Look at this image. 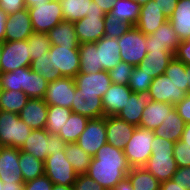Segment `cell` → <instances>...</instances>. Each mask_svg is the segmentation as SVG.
<instances>
[{"mask_svg":"<svg viewBox=\"0 0 190 190\" xmlns=\"http://www.w3.org/2000/svg\"><path fill=\"white\" fill-rule=\"evenodd\" d=\"M151 146V156L143 167L160 183L171 180L178 169L173 156L174 142L155 136Z\"/></svg>","mask_w":190,"mask_h":190,"instance_id":"2","label":"cell"},{"mask_svg":"<svg viewBox=\"0 0 190 190\" xmlns=\"http://www.w3.org/2000/svg\"><path fill=\"white\" fill-rule=\"evenodd\" d=\"M7 14L0 8V41H5Z\"/></svg>","mask_w":190,"mask_h":190,"instance_id":"58","label":"cell"},{"mask_svg":"<svg viewBox=\"0 0 190 190\" xmlns=\"http://www.w3.org/2000/svg\"><path fill=\"white\" fill-rule=\"evenodd\" d=\"M48 87V82L33 72L30 67H26L25 94L29 98L43 99Z\"/></svg>","mask_w":190,"mask_h":190,"instance_id":"40","label":"cell"},{"mask_svg":"<svg viewBox=\"0 0 190 190\" xmlns=\"http://www.w3.org/2000/svg\"><path fill=\"white\" fill-rule=\"evenodd\" d=\"M96 5L99 7V9H102L105 14H108L112 8L114 3L117 0H92Z\"/></svg>","mask_w":190,"mask_h":190,"instance_id":"56","label":"cell"},{"mask_svg":"<svg viewBox=\"0 0 190 190\" xmlns=\"http://www.w3.org/2000/svg\"><path fill=\"white\" fill-rule=\"evenodd\" d=\"M168 18L161 13V8L156 4L155 0H150L141 6L140 16L135 25L145 35L154 33Z\"/></svg>","mask_w":190,"mask_h":190,"instance_id":"22","label":"cell"},{"mask_svg":"<svg viewBox=\"0 0 190 190\" xmlns=\"http://www.w3.org/2000/svg\"><path fill=\"white\" fill-rule=\"evenodd\" d=\"M153 79L145 71L135 66L129 78L128 87L136 93H148Z\"/></svg>","mask_w":190,"mask_h":190,"instance_id":"46","label":"cell"},{"mask_svg":"<svg viewBox=\"0 0 190 190\" xmlns=\"http://www.w3.org/2000/svg\"><path fill=\"white\" fill-rule=\"evenodd\" d=\"M113 190H134L130 180L125 177L123 180H121Z\"/></svg>","mask_w":190,"mask_h":190,"instance_id":"60","label":"cell"},{"mask_svg":"<svg viewBox=\"0 0 190 190\" xmlns=\"http://www.w3.org/2000/svg\"><path fill=\"white\" fill-rule=\"evenodd\" d=\"M126 177L134 190H160V182L144 167H131Z\"/></svg>","mask_w":190,"mask_h":190,"instance_id":"32","label":"cell"},{"mask_svg":"<svg viewBox=\"0 0 190 190\" xmlns=\"http://www.w3.org/2000/svg\"><path fill=\"white\" fill-rule=\"evenodd\" d=\"M132 92L128 86L112 83L102 97L104 117L117 116L125 107Z\"/></svg>","mask_w":190,"mask_h":190,"instance_id":"21","label":"cell"},{"mask_svg":"<svg viewBox=\"0 0 190 190\" xmlns=\"http://www.w3.org/2000/svg\"><path fill=\"white\" fill-rule=\"evenodd\" d=\"M185 74L187 75L188 78V94H190V65H185Z\"/></svg>","mask_w":190,"mask_h":190,"instance_id":"64","label":"cell"},{"mask_svg":"<svg viewBox=\"0 0 190 190\" xmlns=\"http://www.w3.org/2000/svg\"><path fill=\"white\" fill-rule=\"evenodd\" d=\"M33 32L27 8L7 16L5 41L27 40Z\"/></svg>","mask_w":190,"mask_h":190,"instance_id":"17","label":"cell"},{"mask_svg":"<svg viewBox=\"0 0 190 190\" xmlns=\"http://www.w3.org/2000/svg\"><path fill=\"white\" fill-rule=\"evenodd\" d=\"M154 131L136 127L132 137L123 148L125 157L130 167H143L152 153Z\"/></svg>","mask_w":190,"mask_h":190,"instance_id":"5","label":"cell"},{"mask_svg":"<svg viewBox=\"0 0 190 190\" xmlns=\"http://www.w3.org/2000/svg\"><path fill=\"white\" fill-rule=\"evenodd\" d=\"M76 85L74 78L62 77L48 83L43 98L47 105H55L71 109L75 97Z\"/></svg>","mask_w":190,"mask_h":190,"instance_id":"13","label":"cell"},{"mask_svg":"<svg viewBox=\"0 0 190 190\" xmlns=\"http://www.w3.org/2000/svg\"><path fill=\"white\" fill-rule=\"evenodd\" d=\"M73 190H105L95 180L86 174H78L73 184Z\"/></svg>","mask_w":190,"mask_h":190,"instance_id":"49","label":"cell"},{"mask_svg":"<svg viewBox=\"0 0 190 190\" xmlns=\"http://www.w3.org/2000/svg\"><path fill=\"white\" fill-rule=\"evenodd\" d=\"M47 113L48 105L43 99L30 98L19 113V117L31 129H44Z\"/></svg>","mask_w":190,"mask_h":190,"instance_id":"23","label":"cell"},{"mask_svg":"<svg viewBox=\"0 0 190 190\" xmlns=\"http://www.w3.org/2000/svg\"><path fill=\"white\" fill-rule=\"evenodd\" d=\"M45 175L53 184L73 186L77 173L68 162L65 150L54 152L46 157L44 161Z\"/></svg>","mask_w":190,"mask_h":190,"instance_id":"9","label":"cell"},{"mask_svg":"<svg viewBox=\"0 0 190 190\" xmlns=\"http://www.w3.org/2000/svg\"><path fill=\"white\" fill-rule=\"evenodd\" d=\"M96 43H81L79 46L80 68L79 73H97L102 71L99 67L98 52Z\"/></svg>","mask_w":190,"mask_h":190,"instance_id":"31","label":"cell"},{"mask_svg":"<svg viewBox=\"0 0 190 190\" xmlns=\"http://www.w3.org/2000/svg\"><path fill=\"white\" fill-rule=\"evenodd\" d=\"M66 142L59 136L49 134L46 129H32L29 137L19 150L45 161L54 152L65 150Z\"/></svg>","mask_w":190,"mask_h":190,"instance_id":"3","label":"cell"},{"mask_svg":"<svg viewBox=\"0 0 190 190\" xmlns=\"http://www.w3.org/2000/svg\"><path fill=\"white\" fill-rule=\"evenodd\" d=\"M107 143L122 149L132 137L136 126L119 119L117 116L105 117Z\"/></svg>","mask_w":190,"mask_h":190,"instance_id":"19","label":"cell"},{"mask_svg":"<svg viewBox=\"0 0 190 190\" xmlns=\"http://www.w3.org/2000/svg\"><path fill=\"white\" fill-rule=\"evenodd\" d=\"M174 56L185 65H190V35L180 42Z\"/></svg>","mask_w":190,"mask_h":190,"instance_id":"51","label":"cell"},{"mask_svg":"<svg viewBox=\"0 0 190 190\" xmlns=\"http://www.w3.org/2000/svg\"><path fill=\"white\" fill-rule=\"evenodd\" d=\"M172 180L176 184H183L187 190H190V166L178 168L172 176Z\"/></svg>","mask_w":190,"mask_h":190,"instance_id":"54","label":"cell"},{"mask_svg":"<svg viewBox=\"0 0 190 190\" xmlns=\"http://www.w3.org/2000/svg\"><path fill=\"white\" fill-rule=\"evenodd\" d=\"M52 190H73V186H63L54 184Z\"/></svg>","mask_w":190,"mask_h":190,"instance_id":"63","label":"cell"},{"mask_svg":"<svg viewBox=\"0 0 190 190\" xmlns=\"http://www.w3.org/2000/svg\"><path fill=\"white\" fill-rule=\"evenodd\" d=\"M130 170L123 150L106 143L92 158L86 175L105 190H110L114 189Z\"/></svg>","mask_w":190,"mask_h":190,"instance_id":"1","label":"cell"},{"mask_svg":"<svg viewBox=\"0 0 190 190\" xmlns=\"http://www.w3.org/2000/svg\"><path fill=\"white\" fill-rule=\"evenodd\" d=\"M65 155L74 171L78 174H86L92 161V156L84 152L76 143H67Z\"/></svg>","mask_w":190,"mask_h":190,"instance_id":"35","label":"cell"},{"mask_svg":"<svg viewBox=\"0 0 190 190\" xmlns=\"http://www.w3.org/2000/svg\"><path fill=\"white\" fill-rule=\"evenodd\" d=\"M50 0H24L26 8H31L34 6V4H45L49 2Z\"/></svg>","mask_w":190,"mask_h":190,"instance_id":"62","label":"cell"},{"mask_svg":"<svg viewBox=\"0 0 190 190\" xmlns=\"http://www.w3.org/2000/svg\"><path fill=\"white\" fill-rule=\"evenodd\" d=\"M174 108V104L149 100L142 113V120L139 127L154 130L163 123V120L170 115V112Z\"/></svg>","mask_w":190,"mask_h":190,"instance_id":"25","label":"cell"},{"mask_svg":"<svg viewBox=\"0 0 190 190\" xmlns=\"http://www.w3.org/2000/svg\"><path fill=\"white\" fill-rule=\"evenodd\" d=\"M31 131L19 114L0 110V147L20 148Z\"/></svg>","mask_w":190,"mask_h":190,"instance_id":"4","label":"cell"},{"mask_svg":"<svg viewBox=\"0 0 190 190\" xmlns=\"http://www.w3.org/2000/svg\"><path fill=\"white\" fill-rule=\"evenodd\" d=\"M90 119L86 116L71 113L68 121L58 134L66 143H76L79 136L84 132L87 122Z\"/></svg>","mask_w":190,"mask_h":190,"instance_id":"34","label":"cell"},{"mask_svg":"<svg viewBox=\"0 0 190 190\" xmlns=\"http://www.w3.org/2000/svg\"><path fill=\"white\" fill-rule=\"evenodd\" d=\"M182 142L186 143L187 146H190V123L185 125L184 131L182 133L181 139Z\"/></svg>","mask_w":190,"mask_h":190,"instance_id":"61","label":"cell"},{"mask_svg":"<svg viewBox=\"0 0 190 190\" xmlns=\"http://www.w3.org/2000/svg\"><path fill=\"white\" fill-rule=\"evenodd\" d=\"M27 42L31 48L29 53L31 62L44 57V55L50 51L52 45L48 34L42 32H33L32 35L27 38Z\"/></svg>","mask_w":190,"mask_h":190,"instance_id":"42","label":"cell"},{"mask_svg":"<svg viewBox=\"0 0 190 190\" xmlns=\"http://www.w3.org/2000/svg\"><path fill=\"white\" fill-rule=\"evenodd\" d=\"M30 68L33 72L43 77L48 83L62 78L60 72L54 70V66H52L51 59L49 58V52L46 53L44 57L32 61Z\"/></svg>","mask_w":190,"mask_h":190,"instance_id":"44","label":"cell"},{"mask_svg":"<svg viewBox=\"0 0 190 190\" xmlns=\"http://www.w3.org/2000/svg\"><path fill=\"white\" fill-rule=\"evenodd\" d=\"M105 13L94 3L90 4L89 14L74 22L75 33L79 43L97 42L104 37Z\"/></svg>","mask_w":190,"mask_h":190,"instance_id":"6","label":"cell"},{"mask_svg":"<svg viewBox=\"0 0 190 190\" xmlns=\"http://www.w3.org/2000/svg\"><path fill=\"white\" fill-rule=\"evenodd\" d=\"M47 34L52 45L80 46L75 33L74 22L63 20Z\"/></svg>","mask_w":190,"mask_h":190,"instance_id":"30","label":"cell"},{"mask_svg":"<svg viewBox=\"0 0 190 190\" xmlns=\"http://www.w3.org/2000/svg\"><path fill=\"white\" fill-rule=\"evenodd\" d=\"M0 8L9 15L21 11L26 6L24 0H0Z\"/></svg>","mask_w":190,"mask_h":190,"instance_id":"52","label":"cell"},{"mask_svg":"<svg viewBox=\"0 0 190 190\" xmlns=\"http://www.w3.org/2000/svg\"><path fill=\"white\" fill-rule=\"evenodd\" d=\"M104 22H105L104 36L111 38H120L132 27L131 24L124 22L120 20L117 16L110 15L109 13L105 14Z\"/></svg>","mask_w":190,"mask_h":190,"instance_id":"45","label":"cell"},{"mask_svg":"<svg viewBox=\"0 0 190 190\" xmlns=\"http://www.w3.org/2000/svg\"><path fill=\"white\" fill-rule=\"evenodd\" d=\"M177 113L187 124L190 123V94H187L186 97L177 104L174 105Z\"/></svg>","mask_w":190,"mask_h":190,"instance_id":"53","label":"cell"},{"mask_svg":"<svg viewBox=\"0 0 190 190\" xmlns=\"http://www.w3.org/2000/svg\"><path fill=\"white\" fill-rule=\"evenodd\" d=\"M174 58V53L171 51H152L147 52L146 57L137 66L142 71H145L152 78H156L164 74L170 61Z\"/></svg>","mask_w":190,"mask_h":190,"instance_id":"27","label":"cell"},{"mask_svg":"<svg viewBox=\"0 0 190 190\" xmlns=\"http://www.w3.org/2000/svg\"><path fill=\"white\" fill-rule=\"evenodd\" d=\"M173 156L178 168H186L190 166V146L181 140L174 143Z\"/></svg>","mask_w":190,"mask_h":190,"instance_id":"48","label":"cell"},{"mask_svg":"<svg viewBox=\"0 0 190 190\" xmlns=\"http://www.w3.org/2000/svg\"><path fill=\"white\" fill-rule=\"evenodd\" d=\"M72 110L66 107L48 105L45 129L49 134L58 135L68 121Z\"/></svg>","mask_w":190,"mask_h":190,"instance_id":"38","label":"cell"},{"mask_svg":"<svg viewBox=\"0 0 190 190\" xmlns=\"http://www.w3.org/2000/svg\"><path fill=\"white\" fill-rule=\"evenodd\" d=\"M134 66L120 61L114 68L108 71L112 83L128 86L129 78Z\"/></svg>","mask_w":190,"mask_h":190,"instance_id":"47","label":"cell"},{"mask_svg":"<svg viewBox=\"0 0 190 190\" xmlns=\"http://www.w3.org/2000/svg\"><path fill=\"white\" fill-rule=\"evenodd\" d=\"M107 143L105 117L90 119L76 144L92 157Z\"/></svg>","mask_w":190,"mask_h":190,"instance_id":"12","label":"cell"},{"mask_svg":"<svg viewBox=\"0 0 190 190\" xmlns=\"http://www.w3.org/2000/svg\"><path fill=\"white\" fill-rule=\"evenodd\" d=\"M96 43L99 67L105 71L114 68L121 61L120 46L117 38L104 36Z\"/></svg>","mask_w":190,"mask_h":190,"instance_id":"24","label":"cell"},{"mask_svg":"<svg viewBox=\"0 0 190 190\" xmlns=\"http://www.w3.org/2000/svg\"><path fill=\"white\" fill-rule=\"evenodd\" d=\"M3 189V182L0 180V190Z\"/></svg>","mask_w":190,"mask_h":190,"instance_id":"67","label":"cell"},{"mask_svg":"<svg viewBox=\"0 0 190 190\" xmlns=\"http://www.w3.org/2000/svg\"><path fill=\"white\" fill-rule=\"evenodd\" d=\"M19 165L24 183L45 175L44 161L36 159L33 155L21 150Z\"/></svg>","mask_w":190,"mask_h":190,"instance_id":"33","label":"cell"},{"mask_svg":"<svg viewBox=\"0 0 190 190\" xmlns=\"http://www.w3.org/2000/svg\"><path fill=\"white\" fill-rule=\"evenodd\" d=\"M155 2L161 8V13L169 19L176 8L178 0H155Z\"/></svg>","mask_w":190,"mask_h":190,"instance_id":"55","label":"cell"},{"mask_svg":"<svg viewBox=\"0 0 190 190\" xmlns=\"http://www.w3.org/2000/svg\"><path fill=\"white\" fill-rule=\"evenodd\" d=\"M132 1L138 3L140 6H143L146 3H148L150 0H132Z\"/></svg>","mask_w":190,"mask_h":190,"instance_id":"65","label":"cell"},{"mask_svg":"<svg viewBox=\"0 0 190 190\" xmlns=\"http://www.w3.org/2000/svg\"><path fill=\"white\" fill-rule=\"evenodd\" d=\"M3 45H4V41H0V61H1L2 52H3Z\"/></svg>","mask_w":190,"mask_h":190,"instance_id":"66","label":"cell"},{"mask_svg":"<svg viewBox=\"0 0 190 190\" xmlns=\"http://www.w3.org/2000/svg\"><path fill=\"white\" fill-rule=\"evenodd\" d=\"M26 67L13 72L0 73V86L3 90L23 91L25 93Z\"/></svg>","mask_w":190,"mask_h":190,"instance_id":"41","label":"cell"},{"mask_svg":"<svg viewBox=\"0 0 190 190\" xmlns=\"http://www.w3.org/2000/svg\"><path fill=\"white\" fill-rule=\"evenodd\" d=\"M71 110L73 113L86 116L89 119L104 117L102 98L96 96V94L80 93L77 88Z\"/></svg>","mask_w":190,"mask_h":190,"instance_id":"20","label":"cell"},{"mask_svg":"<svg viewBox=\"0 0 190 190\" xmlns=\"http://www.w3.org/2000/svg\"><path fill=\"white\" fill-rule=\"evenodd\" d=\"M148 101V93L132 92L128 102L122 111L117 114V117L129 124L139 127L142 120V113Z\"/></svg>","mask_w":190,"mask_h":190,"instance_id":"26","label":"cell"},{"mask_svg":"<svg viewBox=\"0 0 190 190\" xmlns=\"http://www.w3.org/2000/svg\"><path fill=\"white\" fill-rule=\"evenodd\" d=\"M169 21L180 41L186 39L190 35V0H178Z\"/></svg>","mask_w":190,"mask_h":190,"instance_id":"29","label":"cell"},{"mask_svg":"<svg viewBox=\"0 0 190 190\" xmlns=\"http://www.w3.org/2000/svg\"><path fill=\"white\" fill-rule=\"evenodd\" d=\"M30 98L23 91L3 90L0 110L19 114Z\"/></svg>","mask_w":190,"mask_h":190,"instance_id":"39","label":"cell"},{"mask_svg":"<svg viewBox=\"0 0 190 190\" xmlns=\"http://www.w3.org/2000/svg\"><path fill=\"white\" fill-rule=\"evenodd\" d=\"M185 125L186 123L174 108L163 123L153 130L154 135L175 143L181 139Z\"/></svg>","mask_w":190,"mask_h":190,"instance_id":"28","label":"cell"},{"mask_svg":"<svg viewBox=\"0 0 190 190\" xmlns=\"http://www.w3.org/2000/svg\"><path fill=\"white\" fill-rule=\"evenodd\" d=\"M180 42L171 22L167 20L154 33L147 35L145 47L147 52L171 51L175 53Z\"/></svg>","mask_w":190,"mask_h":190,"instance_id":"15","label":"cell"},{"mask_svg":"<svg viewBox=\"0 0 190 190\" xmlns=\"http://www.w3.org/2000/svg\"><path fill=\"white\" fill-rule=\"evenodd\" d=\"M164 75L173 81L177 87L188 94V78L185 74V64L175 56L167 66Z\"/></svg>","mask_w":190,"mask_h":190,"instance_id":"43","label":"cell"},{"mask_svg":"<svg viewBox=\"0 0 190 190\" xmlns=\"http://www.w3.org/2000/svg\"><path fill=\"white\" fill-rule=\"evenodd\" d=\"M140 10L141 6L132 0H117L109 14L135 26L139 20Z\"/></svg>","mask_w":190,"mask_h":190,"instance_id":"36","label":"cell"},{"mask_svg":"<svg viewBox=\"0 0 190 190\" xmlns=\"http://www.w3.org/2000/svg\"><path fill=\"white\" fill-rule=\"evenodd\" d=\"M2 91H3V89H2V87L0 86V97H1Z\"/></svg>","mask_w":190,"mask_h":190,"instance_id":"68","label":"cell"},{"mask_svg":"<svg viewBox=\"0 0 190 190\" xmlns=\"http://www.w3.org/2000/svg\"><path fill=\"white\" fill-rule=\"evenodd\" d=\"M187 93L177 87L166 75L162 74L153 79L150 85L148 96L149 100L168 104L181 102Z\"/></svg>","mask_w":190,"mask_h":190,"instance_id":"14","label":"cell"},{"mask_svg":"<svg viewBox=\"0 0 190 190\" xmlns=\"http://www.w3.org/2000/svg\"><path fill=\"white\" fill-rule=\"evenodd\" d=\"M29 44L23 41H4L0 61V73L13 72L22 67L31 66Z\"/></svg>","mask_w":190,"mask_h":190,"instance_id":"11","label":"cell"},{"mask_svg":"<svg viewBox=\"0 0 190 190\" xmlns=\"http://www.w3.org/2000/svg\"><path fill=\"white\" fill-rule=\"evenodd\" d=\"M34 32L48 33L54 26L63 21L59 0H50L43 4H34L28 8Z\"/></svg>","mask_w":190,"mask_h":190,"instance_id":"8","label":"cell"},{"mask_svg":"<svg viewBox=\"0 0 190 190\" xmlns=\"http://www.w3.org/2000/svg\"><path fill=\"white\" fill-rule=\"evenodd\" d=\"M49 58L54 70L59 71L62 77L74 78L79 73V46L51 45Z\"/></svg>","mask_w":190,"mask_h":190,"instance_id":"10","label":"cell"},{"mask_svg":"<svg viewBox=\"0 0 190 190\" xmlns=\"http://www.w3.org/2000/svg\"><path fill=\"white\" fill-rule=\"evenodd\" d=\"M19 156V148L0 147V180L2 182H24Z\"/></svg>","mask_w":190,"mask_h":190,"instance_id":"18","label":"cell"},{"mask_svg":"<svg viewBox=\"0 0 190 190\" xmlns=\"http://www.w3.org/2000/svg\"><path fill=\"white\" fill-rule=\"evenodd\" d=\"M24 182H3L2 190H23Z\"/></svg>","mask_w":190,"mask_h":190,"instance_id":"59","label":"cell"},{"mask_svg":"<svg viewBox=\"0 0 190 190\" xmlns=\"http://www.w3.org/2000/svg\"><path fill=\"white\" fill-rule=\"evenodd\" d=\"M146 38L142 31L136 26H132L120 38H117L120 46L121 61L132 66H138L147 55Z\"/></svg>","mask_w":190,"mask_h":190,"instance_id":"7","label":"cell"},{"mask_svg":"<svg viewBox=\"0 0 190 190\" xmlns=\"http://www.w3.org/2000/svg\"><path fill=\"white\" fill-rule=\"evenodd\" d=\"M76 88L80 93L96 94L102 98L112 85L108 71L102 70L97 73H78L74 77Z\"/></svg>","mask_w":190,"mask_h":190,"instance_id":"16","label":"cell"},{"mask_svg":"<svg viewBox=\"0 0 190 190\" xmlns=\"http://www.w3.org/2000/svg\"><path fill=\"white\" fill-rule=\"evenodd\" d=\"M160 190H187L183 184H176L173 180H167L160 183Z\"/></svg>","mask_w":190,"mask_h":190,"instance_id":"57","label":"cell"},{"mask_svg":"<svg viewBox=\"0 0 190 190\" xmlns=\"http://www.w3.org/2000/svg\"><path fill=\"white\" fill-rule=\"evenodd\" d=\"M53 185L52 181L43 175L24 183L23 190H52Z\"/></svg>","mask_w":190,"mask_h":190,"instance_id":"50","label":"cell"},{"mask_svg":"<svg viewBox=\"0 0 190 190\" xmlns=\"http://www.w3.org/2000/svg\"><path fill=\"white\" fill-rule=\"evenodd\" d=\"M92 0H59L63 20L76 22L89 14Z\"/></svg>","mask_w":190,"mask_h":190,"instance_id":"37","label":"cell"}]
</instances>
